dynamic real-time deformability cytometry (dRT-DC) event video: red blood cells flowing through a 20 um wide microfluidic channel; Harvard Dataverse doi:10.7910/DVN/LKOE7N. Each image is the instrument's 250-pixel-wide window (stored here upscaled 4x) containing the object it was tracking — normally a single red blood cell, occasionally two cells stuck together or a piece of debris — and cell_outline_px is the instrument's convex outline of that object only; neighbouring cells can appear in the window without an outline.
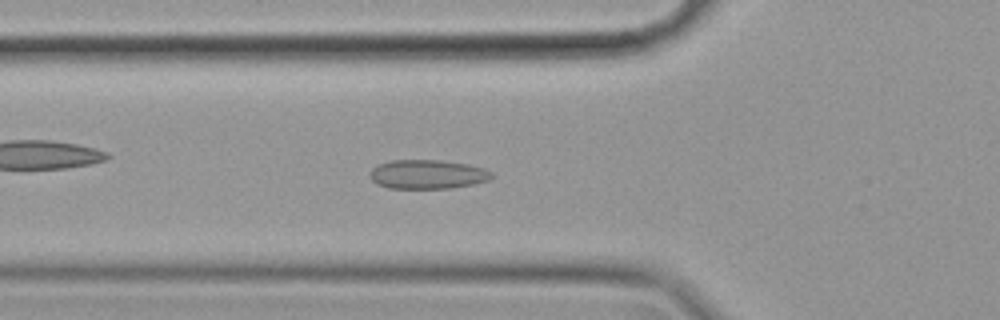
{"species": "common noctule bat (a hibernating species)", "species_latin": "Nyctalus noctula", "temperature_condition": "cold", "stored_images_in_passage": 56, "camera_frame_rate_fps": 3000, "um_per_image_px": 0.085, "animal": {"sex": "female", "body_mass_g": 19.9}, "frame": {"image": 1, "passage_image": 19, "time_ms": 6.0, "image_size_px": [1000, 320], "cell_outline_px": [[492, 176], [488, 180], [472, 184], [448, 188], [388, 188], [376, 184], [372, 180], [372, 168], [380, 164], [392, 160], [440, 160], [468, 164], [484, 168], [492, 172]], "centroid_in_image_um": [36.35, 14.81], "position_along_channel_um": 89.5, "area_um2": 20.4}}
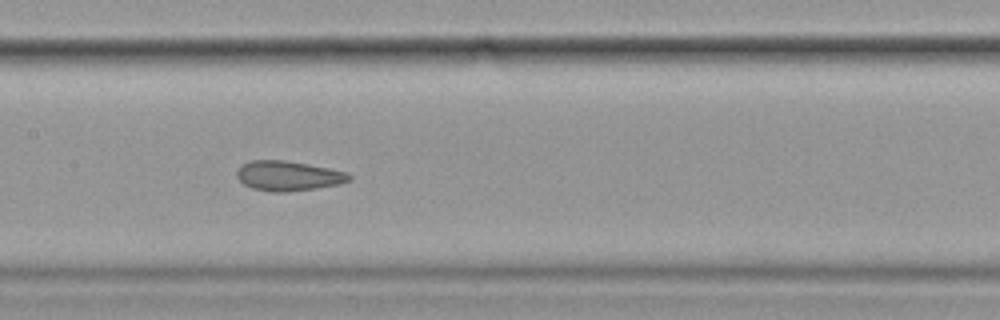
{"frame": {"image": 2, "passage_image": 27, "time_ms": 8.667, "image_size_px": [1000, 320], "cell_outline_px": [[352, 180], [340, 184], [316, 188], [284, 192], [272, 192], [252, 188], [244, 184], [236, 176], [236, 172], [244, 164], [252, 160], [284, 160], [308, 164], [348, 172], [352, 176]], "centroid_in_image_um": [24.54, 14.95], "position_along_channel_um": 182.9, "area_um2": 19.48}}
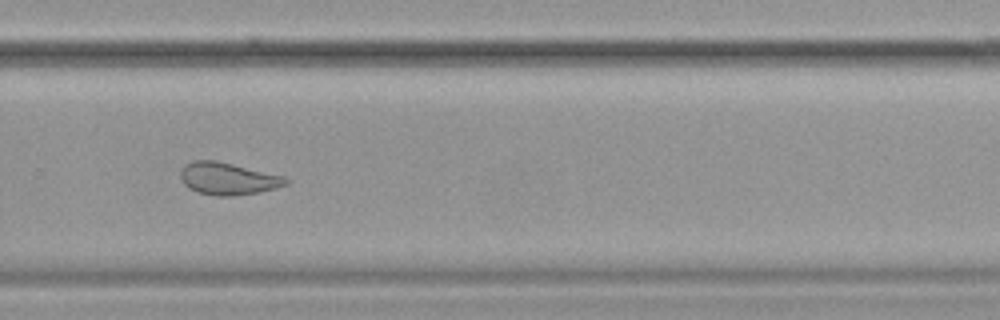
{"frame": {"image": 3, "passage_image": 38, "time_ms": 12.333, "image_size_px": [1000, 320], "cell_outline_px": [[288, 184], [276, 188], [236, 196], [216, 196], [200, 192], [188, 188], [184, 184], [180, 176], [180, 172], [184, 164], [192, 160], [216, 160], [284, 176], [288, 180]], "centroid_in_image_um": [19.35, 15.18], "position_along_channel_um": 310.5, "area_um2": 19.77}, "authors_computed_cell_mechanics": {"area_um2": 22.0796, "velocity_mm_per_s": 3.4933, "shape_relaxation_time_tau1_ms": null, "shape_relaxation_time_tau2_ms": 1.8564, "deformation_change_tau1": null, "deformation_change_tau2": 0.0717}}